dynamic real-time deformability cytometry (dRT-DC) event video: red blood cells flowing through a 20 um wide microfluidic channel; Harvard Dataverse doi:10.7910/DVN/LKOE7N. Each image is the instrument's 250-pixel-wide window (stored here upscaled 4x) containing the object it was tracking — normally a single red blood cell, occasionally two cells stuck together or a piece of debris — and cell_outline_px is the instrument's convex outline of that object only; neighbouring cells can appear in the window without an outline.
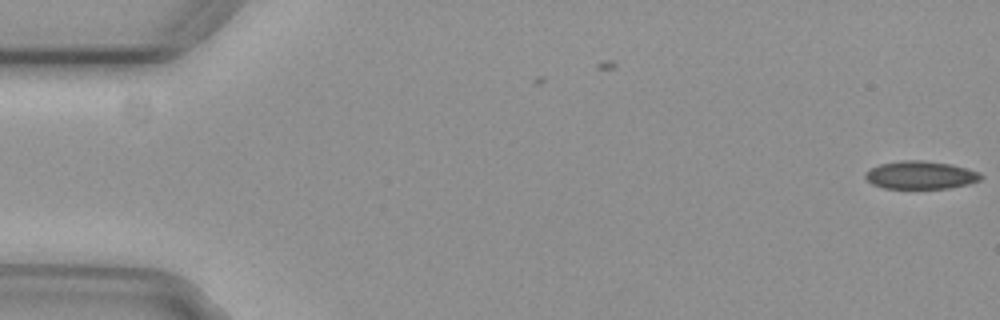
{"species": "common noctule bat (a hibernating species)", "species_latin": "Nyctalus noctula", "temperature_condition": "cold", "stored_images_in_passage": 2, "camera_frame_rate_fps": 3000, "um_per_image_px": 0.085, "animal": {"sex": "female", "body_mass_g": 29.2, "forearm_length_mm": 56.3}, "frame": {"image": 1, "passage_image": 2, "time_ms": 0.333, "image_size_px": [1000, 320], "cell_outline_px": [[984, 176], [980, 180], [968, 184], [948, 188], [884, 188], [872, 184], [864, 176], [872, 168], [880, 164], [900, 160], [920, 160], [952, 164], [968, 168], [980, 172]], "centroid_in_image_um": [78.3, 14.87], "position_along_channel_um": 6.7, "area_um2": 18.79}}